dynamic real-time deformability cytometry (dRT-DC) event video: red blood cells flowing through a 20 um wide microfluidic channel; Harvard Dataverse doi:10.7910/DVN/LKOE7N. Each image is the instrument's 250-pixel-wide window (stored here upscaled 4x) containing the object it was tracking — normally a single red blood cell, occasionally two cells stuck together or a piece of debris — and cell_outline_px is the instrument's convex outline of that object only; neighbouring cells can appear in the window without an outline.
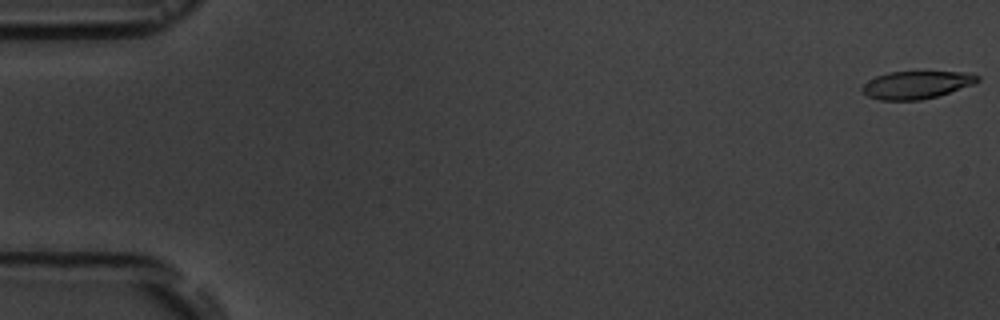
{"species": "common noctule bat (a hibernating species)", "species_latin": "Nyctalus noctula", "temperature_condition": "room temperature", "stored_images_in_passage": 3, "camera_frame_rate_fps": 3000, "um_per_image_px": 0.085, "animal": {"sex": "male", "body_mass_g": 19.5, "forearm_length_mm": 54.6}, "frame": {"image": 1, "passage_image": 3, "time_ms": 3.333, "image_size_px": [1000, 320], "cell_outline_px": [[980, 80], [972, 84], [936, 96], [920, 100], [880, 100], [868, 96], [860, 88], [868, 80], [876, 76], [888, 72], [972, 72], [980, 76]], "centroid_in_image_um": [77.89, 7.2], "position_along_channel_um": 7.1, "area_um2": 18.44}}